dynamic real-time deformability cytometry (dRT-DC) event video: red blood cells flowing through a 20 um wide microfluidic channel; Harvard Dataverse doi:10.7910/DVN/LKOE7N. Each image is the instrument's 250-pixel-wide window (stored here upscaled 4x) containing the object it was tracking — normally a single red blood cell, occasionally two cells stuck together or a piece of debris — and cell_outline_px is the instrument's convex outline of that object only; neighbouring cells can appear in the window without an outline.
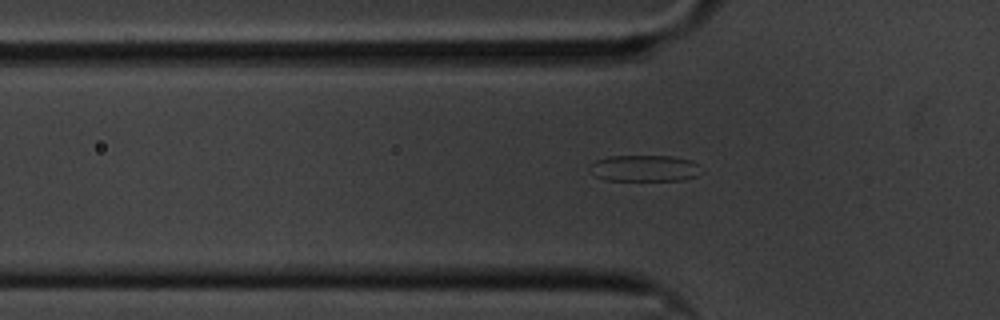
{"species": "common noctule bat (a hibernating species)", "species_latin": "Nyctalus noctula", "temperature_condition": "cold", "stored_images_in_passage": 41, "camera_frame_rate_fps": 3000, "um_per_image_px": 0.085, "animal": {"sex": "male", "body_mass_g": 20.1, "forearm_length_mm": 53.5}, "frame": {"image": 1, "passage_image": 10, "time_ms": 3.0, "image_size_px": [1000, 320], "cell_outline_px": [[704, 172], [696, 176], [684, 180], [604, 180], [588, 172], [588, 164], [596, 160], [608, 156], [672, 156], [692, 160], [700, 164]], "centroid_in_image_um": [54.79, 14.3], "position_along_channel_um": 71.0, "area_um2": 17.63}}
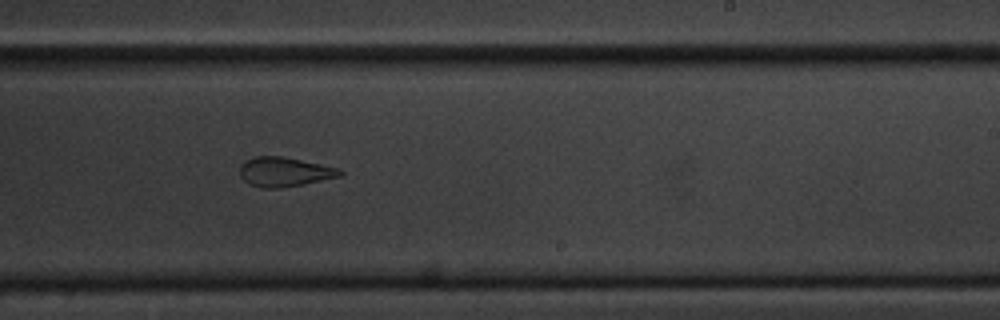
{"frame": {"image": 2, "passage_image": 27, "time_ms": 8.667, "image_size_px": [1000, 320], "cell_outline_px": [[344, 172], [340, 176], [304, 184], [280, 188], [264, 188], [248, 184], [240, 176], [240, 164], [244, 160], [256, 156], [280, 156], [340, 168]], "centroid_in_image_um": [24.15, 14.61], "position_along_channel_um": 264.9, "area_um2": 17.17}}
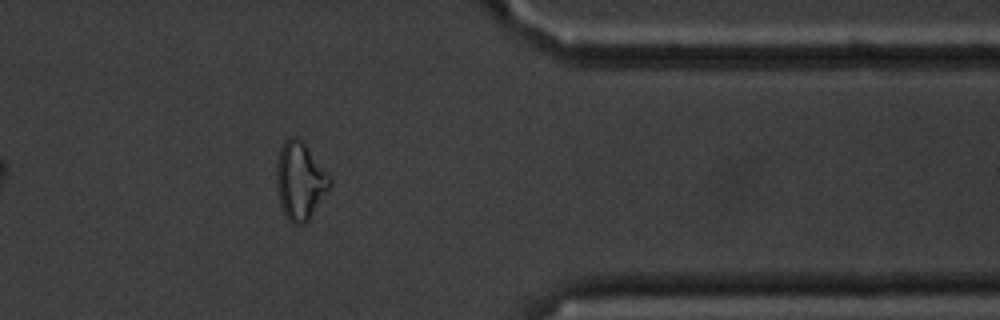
{"frame": {"image": 3, "passage_image": 39, "time_ms": 12.667, "image_size_px": [1000, 320], "cell_outline_px": [[332, 184], [308, 220], [304, 224], [292, 224], [288, 220], [280, 204], [276, 184], [276, 164], [280, 148], [284, 140], [292, 136], [296, 136], [304, 144], [332, 180]], "centroid_in_image_um": [25.47, 15.38], "position_along_channel_um": 385.9, "area_um2": 23.7}, "authors_computed_cell_mechanics": {"area_um2": 17.918, "velocity_mm_per_s": 3.4018, "shape_relaxation_time_tau1_ms": 6.9926, "shape_relaxation_time_tau2_ms": 1.7473, "deformation_change_tau1": 0.1579, "deformation_change_tau2": 0.1004}}